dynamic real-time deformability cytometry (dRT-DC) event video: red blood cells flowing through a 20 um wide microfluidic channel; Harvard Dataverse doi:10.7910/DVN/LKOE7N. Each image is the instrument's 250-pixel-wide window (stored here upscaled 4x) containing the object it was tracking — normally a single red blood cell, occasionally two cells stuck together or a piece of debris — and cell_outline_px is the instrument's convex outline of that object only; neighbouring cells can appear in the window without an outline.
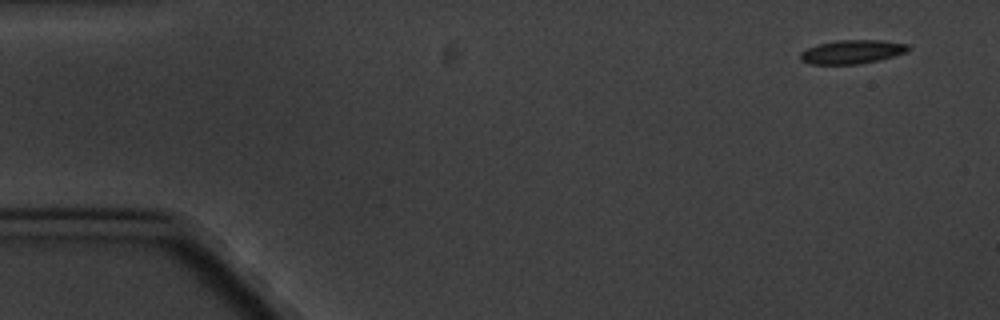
{"species": "common noctule bat (a hibernating species)", "species_latin": "Nyctalus noctula", "temperature_condition": "cold", "stored_images_in_passage": 5, "segment_of_instrument_passage": [1, 2], "camera_frame_rate_fps": 3000, "um_per_image_px": 0.085, "animal": {"sex": "male", "body_mass_g": 20.1, "forearm_length_mm": 53.5}, "frame": {"image": 1, "passage_image": 1, "time_ms": 0.0, "image_size_px": [1000, 320], "cell_outline_px": [[912, 48], [904, 52], [880, 60], [856, 64], [808, 64], [800, 60], [800, 52], [816, 44], [836, 40], [880, 40], [908, 44]], "centroid_in_image_um": [72.39, 4.4], "position_along_channel_um": 12.6, "area_um2": 14.97}}